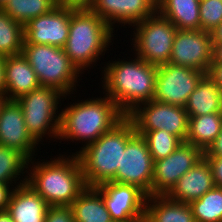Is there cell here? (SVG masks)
Here are the masks:
<instances>
[{
	"mask_svg": "<svg viewBox=\"0 0 222 222\" xmlns=\"http://www.w3.org/2000/svg\"><path fill=\"white\" fill-rule=\"evenodd\" d=\"M59 155L51 161L28 160L26 183L49 206H70L87 186L77 155Z\"/></svg>",
	"mask_w": 222,
	"mask_h": 222,
	"instance_id": "obj_1",
	"label": "cell"
},
{
	"mask_svg": "<svg viewBox=\"0 0 222 222\" xmlns=\"http://www.w3.org/2000/svg\"><path fill=\"white\" fill-rule=\"evenodd\" d=\"M135 59L106 63L102 68V89L127 115L136 106L153 100L157 66L135 56ZM103 79V80H102Z\"/></svg>",
	"mask_w": 222,
	"mask_h": 222,
	"instance_id": "obj_2",
	"label": "cell"
},
{
	"mask_svg": "<svg viewBox=\"0 0 222 222\" xmlns=\"http://www.w3.org/2000/svg\"><path fill=\"white\" fill-rule=\"evenodd\" d=\"M61 110L58 139L82 141L85 147L95 142L101 135L110 131L126 115L117 104L104 95L72 103Z\"/></svg>",
	"mask_w": 222,
	"mask_h": 222,
	"instance_id": "obj_3",
	"label": "cell"
},
{
	"mask_svg": "<svg viewBox=\"0 0 222 222\" xmlns=\"http://www.w3.org/2000/svg\"><path fill=\"white\" fill-rule=\"evenodd\" d=\"M136 134L134 125L125 117L95 142L76 151L87 187L112 181L121 167L122 152L127 142Z\"/></svg>",
	"mask_w": 222,
	"mask_h": 222,
	"instance_id": "obj_4",
	"label": "cell"
},
{
	"mask_svg": "<svg viewBox=\"0 0 222 222\" xmlns=\"http://www.w3.org/2000/svg\"><path fill=\"white\" fill-rule=\"evenodd\" d=\"M113 31L91 10H71L69 35L64 51L76 68L83 73L84 70L95 66L97 60L101 59L99 56H103L109 50L107 48L113 44L112 37H115Z\"/></svg>",
	"mask_w": 222,
	"mask_h": 222,
	"instance_id": "obj_5",
	"label": "cell"
},
{
	"mask_svg": "<svg viewBox=\"0 0 222 222\" xmlns=\"http://www.w3.org/2000/svg\"><path fill=\"white\" fill-rule=\"evenodd\" d=\"M22 54L34 69L40 86L58 90L65 99L76 92L77 79L82 73L71 62L64 48L24 41Z\"/></svg>",
	"mask_w": 222,
	"mask_h": 222,
	"instance_id": "obj_6",
	"label": "cell"
},
{
	"mask_svg": "<svg viewBox=\"0 0 222 222\" xmlns=\"http://www.w3.org/2000/svg\"><path fill=\"white\" fill-rule=\"evenodd\" d=\"M61 98L64 95L58 90L40 86L16 100L23 110L27 130L38 144L45 135L58 140Z\"/></svg>",
	"mask_w": 222,
	"mask_h": 222,
	"instance_id": "obj_7",
	"label": "cell"
},
{
	"mask_svg": "<svg viewBox=\"0 0 222 222\" xmlns=\"http://www.w3.org/2000/svg\"><path fill=\"white\" fill-rule=\"evenodd\" d=\"M133 26L134 56L155 66L169 63L177 27L158 11Z\"/></svg>",
	"mask_w": 222,
	"mask_h": 222,
	"instance_id": "obj_8",
	"label": "cell"
},
{
	"mask_svg": "<svg viewBox=\"0 0 222 222\" xmlns=\"http://www.w3.org/2000/svg\"><path fill=\"white\" fill-rule=\"evenodd\" d=\"M126 117L135 131L165 130L186 142L189 117L184 107L152 100L136 106Z\"/></svg>",
	"mask_w": 222,
	"mask_h": 222,
	"instance_id": "obj_9",
	"label": "cell"
},
{
	"mask_svg": "<svg viewBox=\"0 0 222 222\" xmlns=\"http://www.w3.org/2000/svg\"><path fill=\"white\" fill-rule=\"evenodd\" d=\"M206 73L171 63L157 66L153 100L185 107L190 94Z\"/></svg>",
	"mask_w": 222,
	"mask_h": 222,
	"instance_id": "obj_10",
	"label": "cell"
},
{
	"mask_svg": "<svg viewBox=\"0 0 222 222\" xmlns=\"http://www.w3.org/2000/svg\"><path fill=\"white\" fill-rule=\"evenodd\" d=\"M154 160L148 150L146 140L135 134L122 152L121 167H118L116 183L137 186L147 196H152Z\"/></svg>",
	"mask_w": 222,
	"mask_h": 222,
	"instance_id": "obj_11",
	"label": "cell"
},
{
	"mask_svg": "<svg viewBox=\"0 0 222 222\" xmlns=\"http://www.w3.org/2000/svg\"><path fill=\"white\" fill-rule=\"evenodd\" d=\"M113 221L144 222L147 195L137 186L108 181L94 187Z\"/></svg>",
	"mask_w": 222,
	"mask_h": 222,
	"instance_id": "obj_12",
	"label": "cell"
},
{
	"mask_svg": "<svg viewBox=\"0 0 222 222\" xmlns=\"http://www.w3.org/2000/svg\"><path fill=\"white\" fill-rule=\"evenodd\" d=\"M204 158V152L193 144L182 142L166 158L154 161L152 196L166 195L180 177Z\"/></svg>",
	"mask_w": 222,
	"mask_h": 222,
	"instance_id": "obj_13",
	"label": "cell"
},
{
	"mask_svg": "<svg viewBox=\"0 0 222 222\" xmlns=\"http://www.w3.org/2000/svg\"><path fill=\"white\" fill-rule=\"evenodd\" d=\"M213 60L211 32L178 30L173 42L169 63L207 72Z\"/></svg>",
	"mask_w": 222,
	"mask_h": 222,
	"instance_id": "obj_14",
	"label": "cell"
},
{
	"mask_svg": "<svg viewBox=\"0 0 222 222\" xmlns=\"http://www.w3.org/2000/svg\"><path fill=\"white\" fill-rule=\"evenodd\" d=\"M70 16L71 9L56 6L48 13L30 19L24 25V41L64 48L69 35Z\"/></svg>",
	"mask_w": 222,
	"mask_h": 222,
	"instance_id": "obj_15",
	"label": "cell"
},
{
	"mask_svg": "<svg viewBox=\"0 0 222 222\" xmlns=\"http://www.w3.org/2000/svg\"><path fill=\"white\" fill-rule=\"evenodd\" d=\"M0 145L19 151L28 160L37 155L34 153L39 144L28 132L23 110L16 100H6L0 109Z\"/></svg>",
	"mask_w": 222,
	"mask_h": 222,
	"instance_id": "obj_16",
	"label": "cell"
},
{
	"mask_svg": "<svg viewBox=\"0 0 222 222\" xmlns=\"http://www.w3.org/2000/svg\"><path fill=\"white\" fill-rule=\"evenodd\" d=\"M90 10L114 30L115 23L124 28L152 16L157 12V0H95Z\"/></svg>",
	"mask_w": 222,
	"mask_h": 222,
	"instance_id": "obj_17",
	"label": "cell"
},
{
	"mask_svg": "<svg viewBox=\"0 0 222 222\" xmlns=\"http://www.w3.org/2000/svg\"><path fill=\"white\" fill-rule=\"evenodd\" d=\"M215 187L212 170L205 158L186 172L166 196L174 201L190 203Z\"/></svg>",
	"mask_w": 222,
	"mask_h": 222,
	"instance_id": "obj_18",
	"label": "cell"
},
{
	"mask_svg": "<svg viewBox=\"0 0 222 222\" xmlns=\"http://www.w3.org/2000/svg\"><path fill=\"white\" fill-rule=\"evenodd\" d=\"M50 206L28 183L16 186L7 211L13 222H44Z\"/></svg>",
	"mask_w": 222,
	"mask_h": 222,
	"instance_id": "obj_19",
	"label": "cell"
},
{
	"mask_svg": "<svg viewBox=\"0 0 222 222\" xmlns=\"http://www.w3.org/2000/svg\"><path fill=\"white\" fill-rule=\"evenodd\" d=\"M5 83L7 100H17L40 87L34 69L22 53L6 57Z\"/></svg>",
	"mask_w": 222,
	"mask_h": 222,
	"instance_id": "obj_20",
	"label": "cell"
},
{
	"mask_svg": "<svg viewBox=\"0 0 222 222\" xmlns=\"http://www.w3.org/2000/svg\"><path fill=\"white\" fill-rule=\"evenodd\" d=\"M144 222H196L189 203L177 202L166 195L147 196Z\"/></svg>",
	"mask_w": 222,
	"mask_h": 222,
	"instance_id": "obj_21",
	"label": "cell"
},
{
	"mask_svg": "<svg viewBox=\"0 0 222 222\" xmlns=\"http://www.w3.org/2000/svg\"><path fill=\"white\" fill-rule=\"evenodd\" d=\"M184 108L188 116L222 112V89L205 74L190 94Z\"/></svg>",
	"mask_w": 222,
	"mask_h": 222,
	"instance_id": "obj_22",
	"label": "cell"
},
{
	"mask_svg": "<svg viewBox=\"0 0 222 222\" xmlns=\"http://www.w3.org/2000/svg\"><path fill=\"white\" fill-rule=\"evenodd\" d=\"M200 0H157V11L178 30L201 29Z\"/></svg>",
	"mask_w": 222,
	"mask_h": 222,
	"instance_id": "obj_23",
	"label": "cell"
},
{
	"mask_svg": "<svg viewBox=\"0 0 222 222\" xmlns=\"http://www.w3.org/2000/svg\"><path fill=\"white\" fill-rule=\"evenodd\" d=\"M75 222H113L102 195L86 187L70 205Z\"/></svg>",
	"mask_w": 222,
	"mask_h": 222,
	"instance_id": "obj_24",
	"label": "cell"
},
{
	"mask_svg": "<svg viewBox=\"0 0 222 222\" xmlns=\"http://www.w3.org/2000/svg\"><path fill=\"white\" fill-rule=\"evenodd\" d=\"M188 117L186 142L205 152L222 129V112Z\"/></svg>",
	"mask_w": 222,
	"mask_h": 222,
	"instance_id": "obj_25",
	"label": "cell"
},
{
	"mask_svg": "<svg viewBox=\"0 0 222 222\" xmlns=\"http://www.w3.org/2000/svg\"><path fill=\"white\" fill-rule=\"evenodd\" d=\"M56 0H7L1 9L22 25L56 7Z\"/></svg>",
	"mask_w": 222,
	"mask_h": 222,
	"instance_id": "obj_26",
	"label": "cell"
},
{
	"mask_svg": "<svg viewBox=\"0 0 222 222\" xmlns=\"http://www.w3.org/2000/svg\"><path fill=\"white\" fill-rule=\"evenodd\" d=\"M27 164L28 159L19 151L0 145V182L16 186L26 183L27 176L24 175L27 174ZM21 175L24 176L23 180L20 179Z\"/></svg>",
	"mask_w": 222,
	"mask_h": 222,
	"instance_id": "obj_27",
	"label": "cell"
},
{
	"mask_svg": "<svg viewBox=\"0 0 222 222\" xmlns=\"http://www.w3.org/2000/svg\"><path fill=\"white\" fill-rule=\"evenodd\" d=\"M23 45L24 25L0 8V54L5 57L21 54Z\"/></svg>",
	"mask_w": 222,
	"mask_h": 222,
	"instance_id": "obj_28",
	"label": "cell"
},
{
	"mask_svg": "<svg viewBox=\"0 0 222 222\" xmlns=\"http://www.w3.org/2000/svg\"><path fill=\"white\" fill-rule=\"evenodd\" d=\"M196 222H222V187H214L190 203Z\"/></svg>",
	"mask_w": 222,
	"mask_h": 222,
	"instance_id": "obj_29",
	"label": "cell"
},
{
	"mask_svg": "<svg viewBox=\"0 0 222 222\" xmlns=\"http://www.w3.org/2000/svg\"><path fill=\"white\" fill-rule=\"evenodd\" d=\"M147 142L148 150L154 161L166 158L175 151L182 141L165 130L135 131Z\"/></svg>",
	"mask_w": 222,
	"mask_h": 222,
	"instance_id": "obj_30",
	"label": "cell"
},
{
	"mask_svg": "<svg viewBox=\"0 0 222 222\" xmlns=\"http://www.w3.org/2000/svg\"><path fill=\"white\" fill-rule=\"evenodd\" d=\"M201 30L211 32L222 22V0H200Z\"/></svg>",
	"mask_w": 222,
	"mask_h": 222,
	"instance_id": "obj_31",
	"label": "cell"
},
{
	"mask_svg": "<svg viewBox=\"0 0 222 222\" xmlns=\"http://www.w3.org/2000/svg\"><path fill=\"white\" fill-rule=\"evenodd\" d=\"M44 222H75L70 206H50Z\"/></svg>",
	"mask_w": 222,
	"mask_h": 222,
	"instance_id": "obj_32",
	"label": "cell"
},
{
	"mask_svg": "<svg viewBox=\"0 0 222 222\" xmlns=\"http://www.w3.org/2000/svg\"><path fill=\"white\" fill-rule=\"evenodd\" d=\"M95 0H56V5L74 11L90 10Z\"/></svg>",
	"mask_w": 222,
	"mask_h": 222,
	"instance_id": "obj_33",
	"label": "cell"
},
{
	"mask_svg": "<svg viewBox=\"0 0 222 222\" xmlns=\"http://www.w3.org/2000/svg\"><path fill=\"white\" fill-rule=\"evenodd\" d=\"M209 163L216 187H222V157H204Z\"/></svg>",
	"mask_w": 222,
	"mask_h": 222,
	"instance_id": "obj_34",
	"label": "cell"
},
{
	"mask_svg": "<svg viewBox=\"0 0 222 222\" xmlns=\"http://www.w3.org/2000/svg\"><path fill=\"white\" fill-rule=\"evenodd\" d=\"M15 187L13 184L0 182V212L8 209V204Z\"/></svg>",
	"mask_w": 222,
	"mask_h": 222,
	"instance_id": "obj_35",
	"label": "cell"
},
{
	"mask_svg": "<svg viewBox=\"0 0 222 222\" xmlns=\"http://www.w3.org/2000/svg\"><path fill=\"white\" fill-rule=\"evenodd\" d=\"M206 75L222 89V63L211 62Z\"/></svg>",
	"mask_w": 222,
	"mask_h": 222,
	"instance_id": "obj_36",
	"label": "cell"
},
{
	"mask_svg": "<svg viewBox=\"0 0 222 222\" xmlns=\"http://www.w3.org/2000/svg\"><path fill=\"white\" fill-rule=\"evenodd\" d=\"M204 157H222V129L213 143L204 152Z\"/></svg>",
	"mask_w": 222,
	"mask_h": 222,
	"instance_id": "obj_37",
	"label": "cell"
},
{
	"mask_svg": "<svg viewBox=\"0 0 222 222\" xmlns=\"http://www.w3.org/2000/svg\"><path fill=\"white\" fill-rule=\"evenodd\" d=\"M5 60H6V57L0 54V95H4V96H5V91H6Z\"/></svg>",
	"mask_w": 222,
	"mask_h": 222,
	"instance_id": "obj_38",
	"label": "cell"
},
{
	"mask_svg": "<svg viewBox=\"0 0 222 222\" xmlns=\"http://www.w3.org/2000/svg\"><path fill=\"white\" fill-rule=\"evenodd\" d=\"M212 62L222 63V42H213V60Z\"/></svg>",
	"mask_w": 222,
	"mask_h": 222,
	"instance_id": "obj_39",
	"label": "cell"
},
{
	"mask_svg": "<svg viewBox=\"0 0 222 222\" xmlns=\"http://www.w3.org/2000/svg\"><path fill=\"white\" fill-rule=\"evenodd\" d=\"M211 38L213 42H222V22L211 31Z\"/></svg>",
	"mask_w": 222,
	"mask_h": 222,
	"instance_id": "obj_40",
	"label": "cell"
},
{
	"mask_svg": "<svg viewBox=\"0 0 222 222\" xmlns=\"http://www.w3.org/2000/svg\"><path fill=\"white\" fill-rule=\"evenodd\" d=\"M0 222H13L11 214L7 210L0 212Z\"/></svg>",
	"mask_w": 222,
	"mask_h": 222,
	"instance_id": "obj_41",
	"label": "cell"
},
{
	"mask_svg": "<svg viewBox=\"0 0 222 222\" xmlns=\"http://www.w3.org/2000/svg\"><path fill=\"white\" fill-rule=\"evenodd\" d=\"M6 100H7L6 96L0 95V109Z\"/></svg>",
	"mask_w": 222,
	"mask_h": 222,
	"instance_id": "obj_42",
	"label": "cell"
},
{
	"mask_svg": "<svg viewBox=\"0 0 222 222\" xmlns=\"http://www.w3.org/2000/svg\"><path fill=\"white\" fill-rule=\"evenodd\" d=\"M7 0H0V8L2 7V5L6 2Z\"/></svg>",
	"mask_w": 222,
	"mask_h": 222,
	"instance_id": "obj_43",
	"label": "cell"
}]
</instances>
